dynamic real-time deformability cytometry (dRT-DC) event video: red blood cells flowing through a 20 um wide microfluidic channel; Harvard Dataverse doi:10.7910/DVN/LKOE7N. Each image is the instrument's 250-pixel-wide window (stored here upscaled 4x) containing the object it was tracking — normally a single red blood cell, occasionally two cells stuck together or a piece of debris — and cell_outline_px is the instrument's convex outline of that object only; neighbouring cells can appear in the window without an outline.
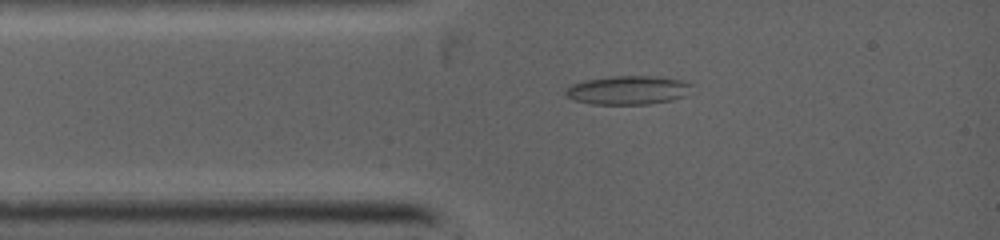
{"species": "common noctule bat (a hibernating species)", "species_latin": "Nyctalus noctula", "temperature_condition": "warm", "stored_images_in_passage": 13, "camera_frame_rate_fps": 5000, "um_per_image_px": 0.085, "animal": {"sex": "female", "body_mass_g": 19.0, "forearm_length_mm": 53.3}, "frame": {"image": 1, "passage_image": 5, "time_ms": 1.6, "image_size_px": [1000, 240], "cell_outline_px": [[692, 84], [688, 96], [672, 100], [648, 104], [592, 104], [576, 100], [568, 96], [564, 92], [572, 84], [588, 80], [612, 76], [656, 76], [680, 80]], "centroid_in_image_um": [53.44, 7.66], "position_along_channel_um": 31.6, "area_um2": 20.98}}
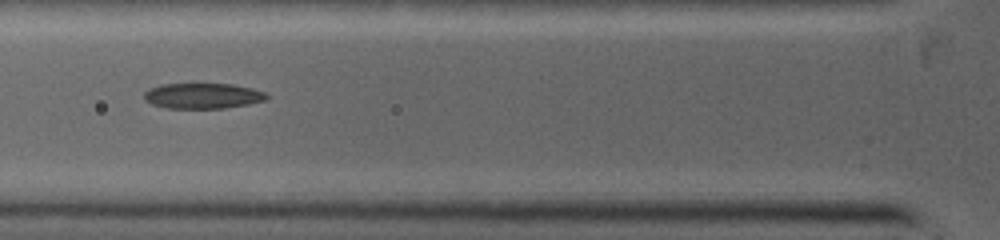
{"frame": {"image": 2, "passage_image": 9, "time_ms": 3.4, "image_size_px": [1000, 240], "cell_outline_px": [[268, 96], [264, 100], [248, 104], [224, 108], [168, 108], [152, 104], [144, 100], [144, 92], [160, 84], [232, 84], [252, 88], [264, 92]], "centroid_in_image_um": [17.21, 8.14], "position_along_channel_um": 108.6, "area_um2": 18.03}}
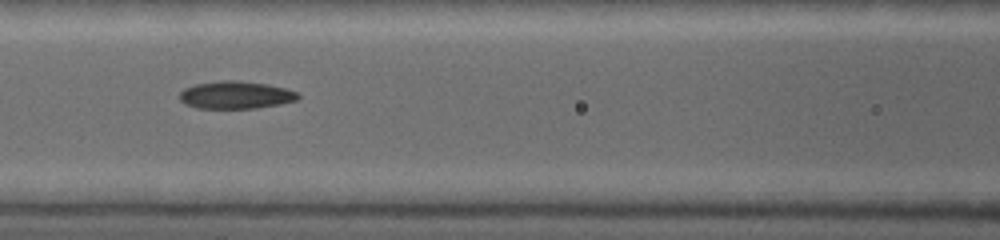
{"frame": {"image": 3, "passage_image": 11, "time_ms": 4.2, "image_size_px": [1000, 240], "cell_outline_px": [[300, 96], [296, 100], [280, 104], [256, 108], [196, 108], [184, 104], [180, 100], [180, 92], [184, 88], [196, 84], [220, 80], [240, 80], [268, 84], [284, 88], [296, 92]], "centroid_in_image_um": [20.01, 8.07], "position_along_channel_um": 146.6, "area_um2": 19.07}}